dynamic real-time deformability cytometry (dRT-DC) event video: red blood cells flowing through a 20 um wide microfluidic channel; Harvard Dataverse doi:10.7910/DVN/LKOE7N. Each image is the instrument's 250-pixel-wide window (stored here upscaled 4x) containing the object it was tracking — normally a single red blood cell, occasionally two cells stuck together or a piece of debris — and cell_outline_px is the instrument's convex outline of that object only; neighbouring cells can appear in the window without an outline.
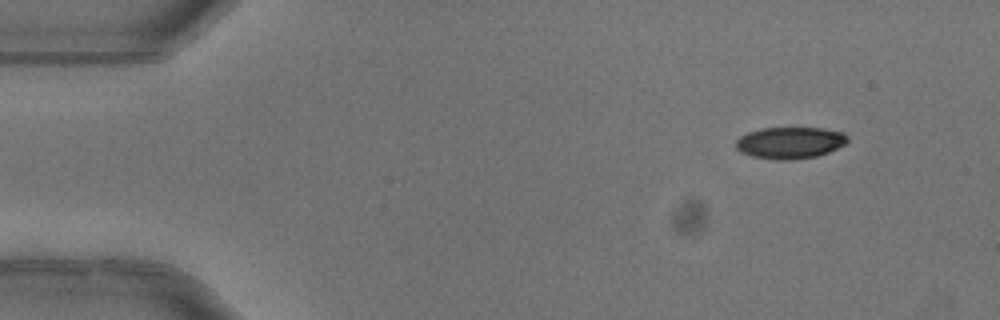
{"species": "common noctule bat (a hibernating species)", "species_latin": "Nyctalus noctula", "temperature_condition": "warm", "stored_images_in_passage": 4, "camera_frame_rate_fps": 3000, "um_per_image_px": 0.085, "animal": {"sex": "female"}, "frame": {"image": 1, "passage_image": 1, "time_ms": 0.0, "image_size_px": [1000, 320], "cell_outline_px": [[848, 140], [844, 144], [828, 152], [816, 156], [792, 160], [776, 160], [752, 156], [740, 152], [736, 148], [736, 140], [740, 136], [748, 132], [760, 128], [824, 128], [844, 132], [848, 136]], "centroid_in_image_um": [67.14, 12.13], "position_along_channel_um": 17.9, "area_um2": 20.69}}
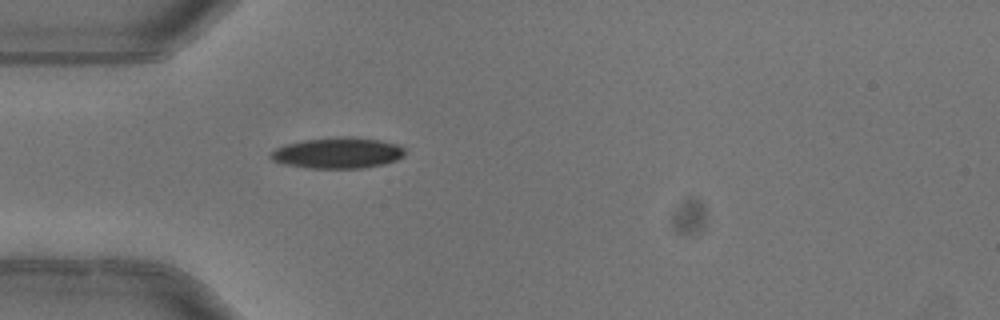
{"frame": {"image": 2, "passage_image": 4, "time_ms": 1.0, "image_size_px": [1000, 320], "cell_outline_px": [[404, 156], [396, 160], [384, 164], [364, 168], [308, 168], [284, 164], [272, 160], [268, 156], [276, 148], [288, 144], [304, 140], [344, 136], [380, 140], [396, 144], [404, 148]], "centroid_in_image_um": [28.71, 13.01], "position_along_channel_um": 56.3, "area_um2": 24.04}}